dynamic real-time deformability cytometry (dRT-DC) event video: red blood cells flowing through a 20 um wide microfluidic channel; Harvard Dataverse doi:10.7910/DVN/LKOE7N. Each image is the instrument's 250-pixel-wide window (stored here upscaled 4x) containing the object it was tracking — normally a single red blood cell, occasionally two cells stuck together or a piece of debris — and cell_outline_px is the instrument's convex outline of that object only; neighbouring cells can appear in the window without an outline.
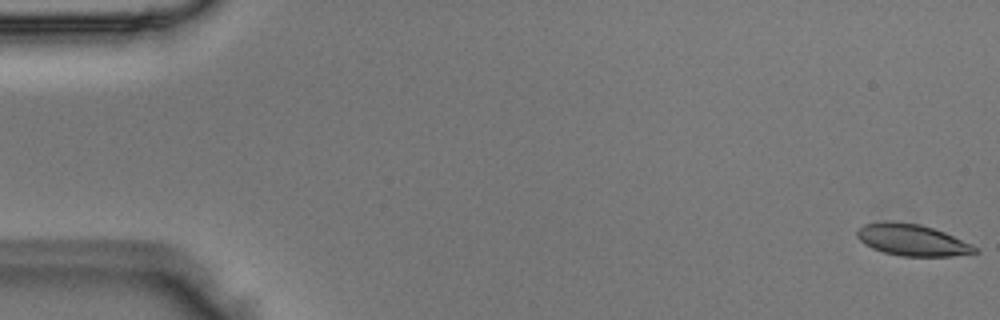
{"species": "Egyptian fruit bat (a non-hibernating species)", "species_latin": "Rousettus aegyptiacus", "temperature_condition": "room temperature", "stored_images_in_passage": 4, "camera_frame_rate_fps": 3000, "um_per_image_px": 0.085, "animal": {"sex": "male"}, "frame": {"image": 1, "passage_image": 1, "time_ms": 0.0, "image_size_px": [1000, 320], "cell_outline_px": [[980, 252], [952, 256], [900, 256], [884, 252], [872, 248], [864, 244], [856, 236], [856, 228], [864, 224], [884, 220], [892, 220], [920, 224], [944, 232], [972, 244], [980, 248]], "centroid_in_image_um": [77.51, 20.38], "position_along_channel_um": 7.5, "area_um2": 22.02}}
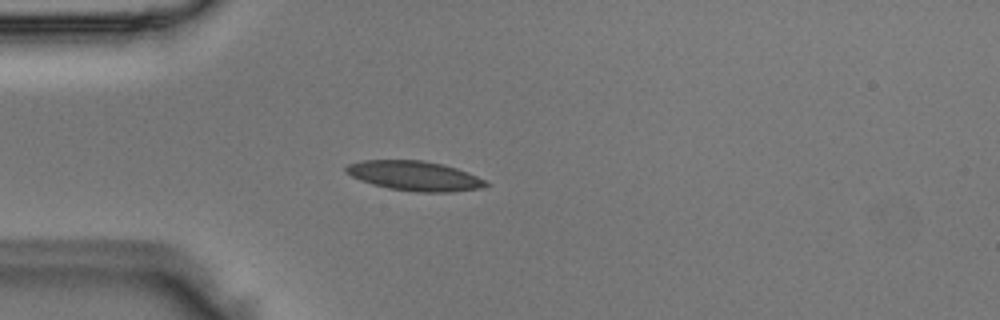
{"frame": {"image": 2, "passage_image": 4, "time_ms": 1.0, "image_size_px": [1000, 320], "cell_outline_px": [[492, 184], [480, 188], [452, 192], [416, 192], [388, 188], [372, 184], [360, 180], [344, 172], [344, 168], [348, 164], [364, 160], [424, 160], [444, 164], [468, 172]], "centroid_in_image_um": [35.24, 14.94], "position_along_channel_um": 49.8, "area_um2": 24.28}}